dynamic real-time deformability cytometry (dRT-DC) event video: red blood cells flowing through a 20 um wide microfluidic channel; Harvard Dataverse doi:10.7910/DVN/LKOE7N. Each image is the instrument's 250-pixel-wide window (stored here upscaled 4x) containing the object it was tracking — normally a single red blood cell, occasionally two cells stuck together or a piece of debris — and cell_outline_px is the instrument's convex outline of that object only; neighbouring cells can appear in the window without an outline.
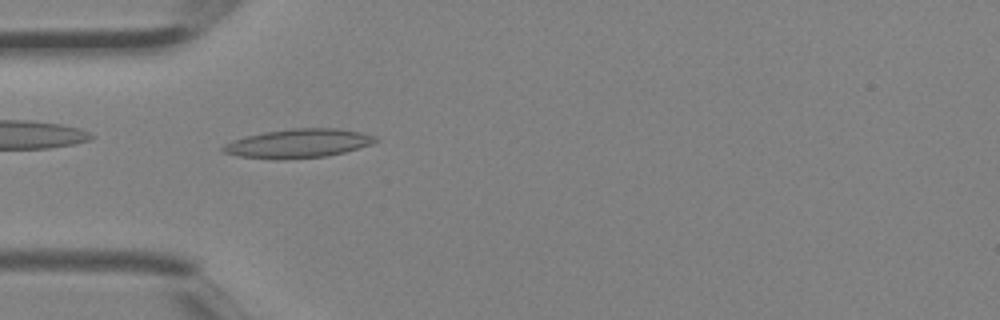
{"species": "Egyptian fruit bat (a non-hibernating species)", "species_latin": "Rousettus aegyptiacus", "temperature_condition": "room temperature", "stored_images_in_passage": 4, "camera_frame_rate_fps": 3000, "um_per_image_px": 0.085, "animal": {"sex": "female"}, "frame": {"image": 1, "passage_image": 3, "time_ms": 0.667, "image_size_px": [1000, 320], "cell_outline_px": [[380, 140], [372, 144], [344, 152], [324, 156], [284, 160], [272, 160], [236, 156], [224, 152], [220, 148], [224, 144], [232, 140], [244, 136], [264, 132], [292, 128], [340, 128], [360, 132], [376, 136]], "centroid_in_image_um": [25.32, 12.19], "position_along_channel_um": 59.7, "area_um2": 26.01}}
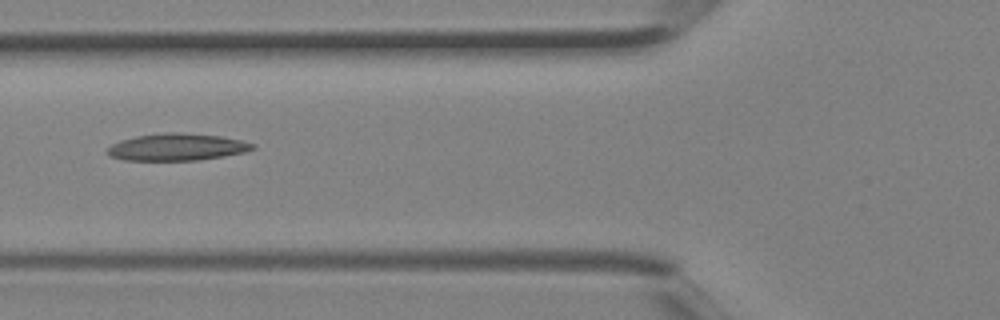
{"frame": {"image": 2, "passage_image": 4, "time_ms": 1.0, "image_size_px": [1000, 320], "cell_outline_px": [[256, 148], [244, 152], [224, 156], [196, 160], [124, 160], [108, 156], [104, 152], [112, 144], [120, 140], [136, 136], [164, 132], [176, 132], [220, 136], [240, 140], [256, 144]], "centroid_in_image_um": [15.01, 12.5], "position_along_channel_um": 110.8, "area_um2": 22.95}}